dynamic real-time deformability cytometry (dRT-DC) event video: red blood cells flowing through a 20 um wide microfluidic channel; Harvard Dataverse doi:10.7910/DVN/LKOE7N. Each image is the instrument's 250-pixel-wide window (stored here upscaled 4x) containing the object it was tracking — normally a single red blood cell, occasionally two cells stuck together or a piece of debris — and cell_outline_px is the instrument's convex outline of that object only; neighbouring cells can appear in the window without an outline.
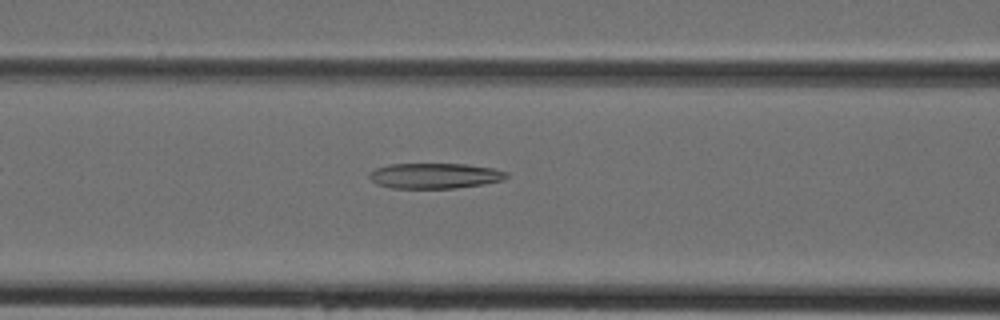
{"species": "Egyptian fruit bat (a non-hibernating species)", "species_latin": "Rousettus aegyptiacus", "temperature_condition": "cold", "stored_images_in_passage": 32, "camera_frame_rate_fps": 3000, "um_per_image_px": 0.085, "animal": {"sex": "female"}, "frame": {"image": 1, "passage_image": 6, "time_ms": 1.667, "image_size_px": [1000, 320], "cell_outline_px": [[508, 176], [504, 180], [484, 184], [456, 188], [392, 188], [376, 184], [368, 176], [368, 172], [376, 168], [388, 164], [464, 164], [492, 168], [508, 172]], "centroid_in_image_um": [36.94, 14.94], "position_along_channel_um": 129.7, "area_um2": 20.4}}
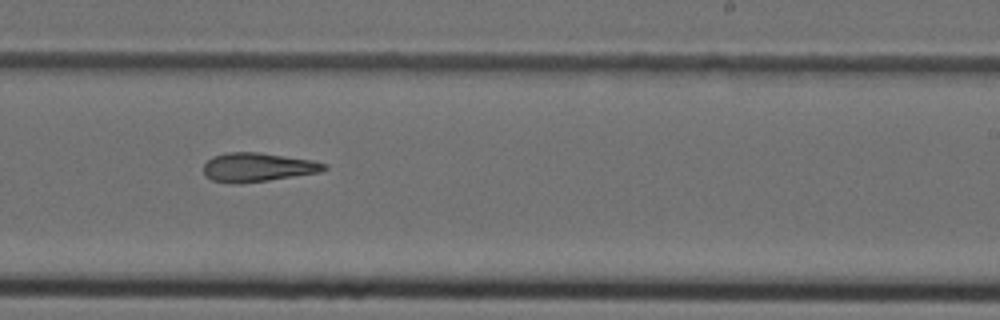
{"frame": {"image": 2, "passage_image": 15, "time_ms": 4.667, "image_size_px": [1000, 320], "cell_outline_px": [[328, 168], [320, 172], [268, 180], [240, 184], [228, 184], [212, 180], [204, 176], [204, 164], [212, 156], [224, 152], [256, 152], [312, 160], [328, 164]], "centroid_in_image_um": [21.86, 14.22], "position_along_channel_um": 267.1, "area_um2": 20.46}}
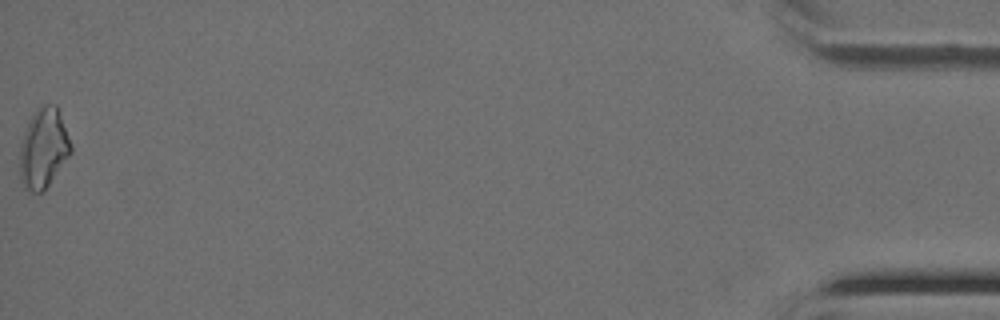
{"frame": {"image": 3, "passage_image": 32, "time_ms": 10.333, "image_size_px": [1000, 320], "cell_outline_px": [[72, 152], [44, 192], [28, 192], [24, 188], [20, 180], [20, 148], [24, 132], [32, 116], [40, 104], [56, 104], [72, 144]], "centroid_in_image_um": [3.7, 12.63], "position_along_channel_um": 431.5, "area_um2": 23.87}}